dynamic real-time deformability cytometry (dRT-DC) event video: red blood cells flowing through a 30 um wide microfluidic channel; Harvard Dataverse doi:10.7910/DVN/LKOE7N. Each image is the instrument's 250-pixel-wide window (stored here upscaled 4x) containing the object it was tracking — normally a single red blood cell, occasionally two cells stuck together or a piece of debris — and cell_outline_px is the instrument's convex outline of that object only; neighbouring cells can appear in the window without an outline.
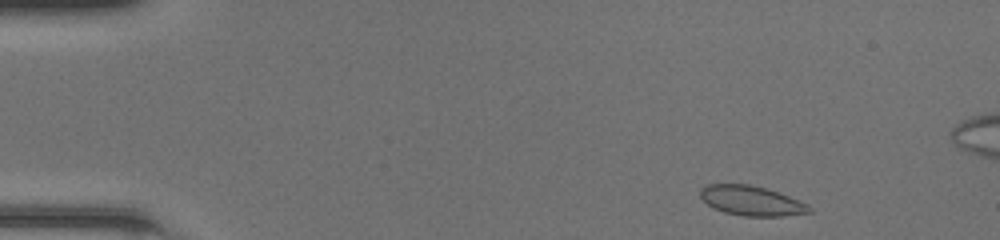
{"species": "common noctule bat (a hibernating species)", "species_latin": "Nyctalus noctula", "temperature_condition": "room temperature", "stored_images_in_passage": 46, "segment_of_instrument_passage": [1, 2], "camera_frame_rate_fps": 3000, "um_per_image_px": 0.085, "animal": {"sex": "female", "body_mass_g": 20.0, "forearm_length_mm": 54.0}, "frame": {"image": 1, "passage_image": 2, "time_ms": 0.333, "image_size_px": [1000, 240], "cell_outline_px": [[812, 212], [784, 216], [744, 216], [724, 212], [708, 204], [700, 196], [700, 188], [708, 184], [748, 184], [764, 188], [788, 196], [808, 204], [812, 208]], "centroid_in_image_um": [63.88, 17.07], "position_along_channel_um": 21.1, "area_um2": 18.67}}
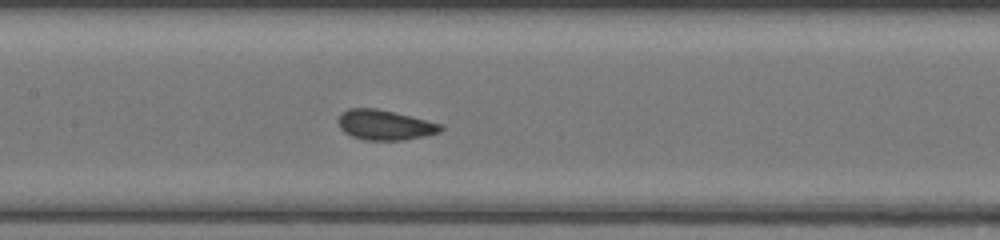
{"frame": {"image": 2, "passage_image": 20, "time_ms": 6.333, "image_size_px": [1000, 240], "cell_outline_px": [[444, 128], [440, 132], [424, 136], [404, 140], [364, 140], [352, 136], [344, 132], [340, 128], [336, 120], [340, 112], [348, 108], [376, 108], [444, 124]], "centroid_in_image_um": [32.68, 10.62], "position_along_channel_um": 174.7, "area_um2": 18.15}}
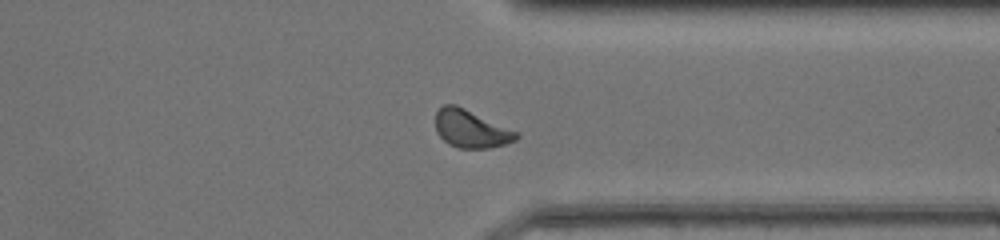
{"frame": {"image": 3, "passage_image": 34, "time_ms": 11.0, "image_size_px": [1000, 240], "cell_outline_px": [[520, 136], [516, 140], [504, 144], [488, 148], [460, 148], [448, 144], [436, 132], [436, 112], [444, 104], [456, 104], [520, 132]], "centroid_in_image_um": [40.05, 10.94], "position_along_channel_um": 371.3, "area_um2": 17.92}}